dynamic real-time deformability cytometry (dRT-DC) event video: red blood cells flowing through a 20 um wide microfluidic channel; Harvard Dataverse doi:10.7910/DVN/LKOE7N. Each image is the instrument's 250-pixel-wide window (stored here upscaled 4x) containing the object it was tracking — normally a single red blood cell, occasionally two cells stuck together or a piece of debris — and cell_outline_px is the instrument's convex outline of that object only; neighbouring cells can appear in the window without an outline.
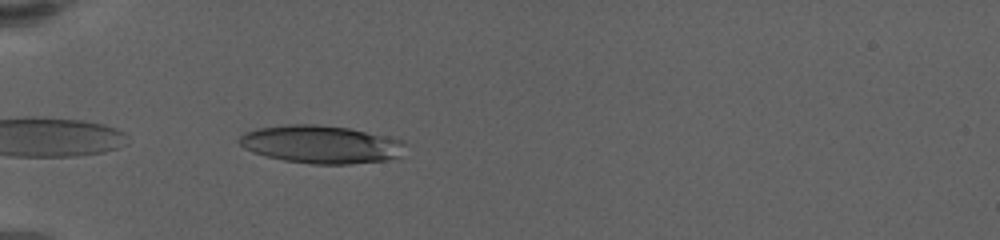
{"species": "human", "species_latin": "Homo sapiens", "temperature_condition": "warm", "stored_images_in_passage": 43, "camera_frame_rate_fps": 3000, "um_per_image_px": 0.085, "donor": {"sex": "female"}, "frame": {"image": 1, "passage_image": 2, "time_ms": 0.333, "image_size_px": [1000, 240], "cell_outline_px": [[404, 144], [400, 156], [388, 160], [348, 164], [312, 164], [284, 160], [264, 156], [252, 152], [244, 148], [240, 144], [240, 136], [244, 132], [256, 128], [288, 124], [316, 124], [348, 128], [388, 136], [404, 140]], "centroid_in_image_um": [27.27, 12.27], "position_along_channel_um": 57.7, "area_um2": 36.76}}
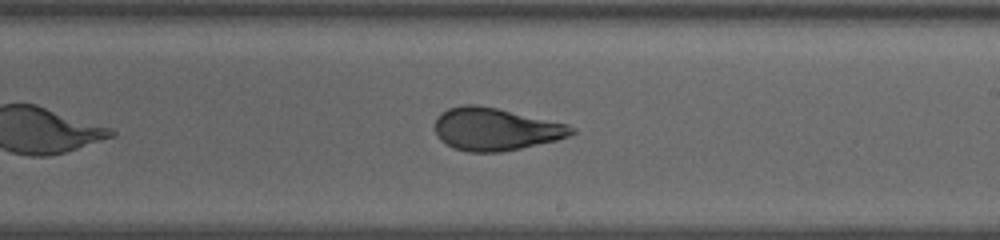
{"frame": {"image": 2, "passage_image": 20, "time_ms": 6.333, "image_size_px": [1000, 240], "cell_outline_px": [[576, 132], [568, 136], [556, 140], [520, 148], [500, 152], [468, 152], [452, 148], [440, 140], [436, 132], [436, 116], [440, 112], [448, 108], [464, 104], [476, 104], [496, 108], [568, 124], [576, 128]], "centroid_in_image_um": [42.09, 10.98], "position_along_channel_um": 246.9, "area_um2": 33.87}}
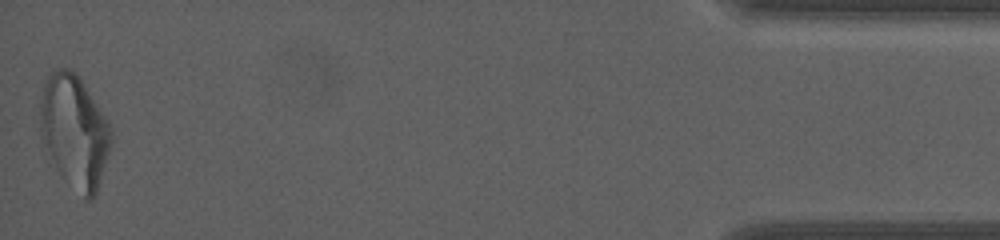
{"frame": {"image": 3, "passage_image": 43, "time_ms": 14.0, "image_size_px": [1000, 240], "cell_outline_px": [[112, 140], [96, 196], [92, 200], [84, 200], [60, 172], [40, 136], [40, 100], [44, 84], [48, 76], [56, 68], [68, 68], [80, 80], [112, 128]], "centroid_in_image_um": [6.33, 11.19], "position_along_channel_um": 428.9, "area_um2": 45.72}, "authors_computed_cell_mechanics": {"area_um2": 35.258, "velocity_mm_per_s": 3.3923, "shape_relaxation_time_tau1_ms": 7.2819, "shape_relaxation_time_tau2_ms": 1.2125, "deformation_change_tau1": 0.2276, "deformation_change_tau2": 0.0887}}